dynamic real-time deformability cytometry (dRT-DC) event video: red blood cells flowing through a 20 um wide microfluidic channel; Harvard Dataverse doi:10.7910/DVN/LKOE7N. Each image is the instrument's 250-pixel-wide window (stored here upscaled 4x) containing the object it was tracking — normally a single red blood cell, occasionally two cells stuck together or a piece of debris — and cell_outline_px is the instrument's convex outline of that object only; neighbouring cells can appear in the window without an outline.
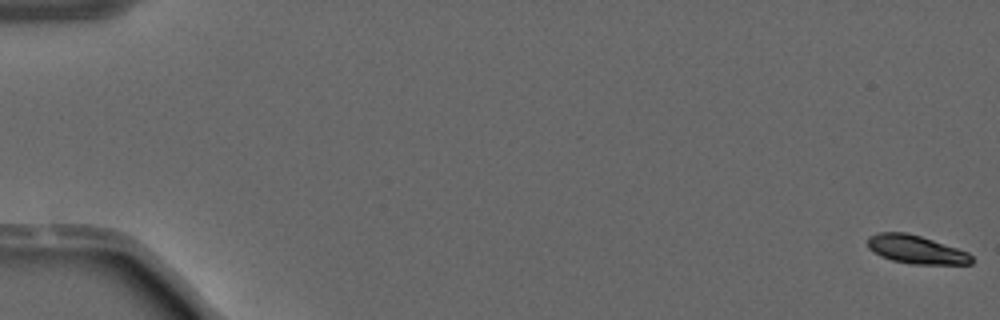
{"species": "common noctule bat (a hibernating species)", "species_latin": "Nyctalus noctula", "temperature_condition": "warm", "stored_images_in_passage": 11, "camera_frame_rate_fps": 3000, "um_per_image_px": 0.085, "animal": {"sex": "male", "forearm_length_mm": 52.5}, "frame": {"image": 1, "passage_image": 1, "time_ms": 0.0, "image_size_px": [1000, 320], "cell_outline_px": [[972, 264], [912, 264], [892, 260], [880, 256], [872, 252], [868, 248], [868, 236], [876, 232], [908, 232], [968, 252], [972, 256]], "centroid_in_image_um": [77.82, 21.2], "position_along_channel_um": 7.2, "area_um2": 17.17}}